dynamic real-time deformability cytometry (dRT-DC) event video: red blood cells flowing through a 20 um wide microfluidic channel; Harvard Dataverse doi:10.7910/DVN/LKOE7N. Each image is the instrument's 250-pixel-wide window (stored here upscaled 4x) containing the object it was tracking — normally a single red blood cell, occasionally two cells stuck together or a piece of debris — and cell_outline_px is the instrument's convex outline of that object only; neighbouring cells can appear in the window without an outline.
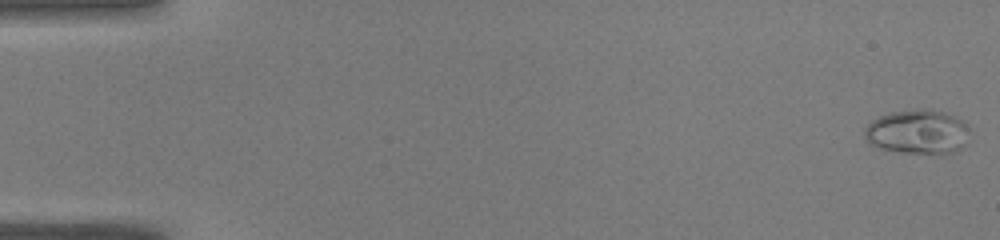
{"species": "common noctule bat (a hibernating species)", "species_latin": "Nyctalus noctula", "temperature_condition": "warm", "stored_images_in_passage": 50, "camera_frame_rate_fps": 3000, "um_per_image_px": 0.085, "animal": {"sex": "male", "body_mass_g": 19.0, "forearm_length_mm": 50.8}, "frame": {"image": 1, "passage_image": 1, "time_ms": 0.0, "image_size_px": [1000, 240], "cell_outline_px": [[972, 132], [968, 144], [956, 152], [904, 152], [880, 148], [868, 144], [864, 136], [864, 128], [872, 120], [880, 116], [892, 112], [916, 108], [932, 108], [944, 112], [960, 120]], "centroid_in_image_um": [78.02, 11.19], "position_along_channel_um": 7.0, "area_um2": 27.34}}
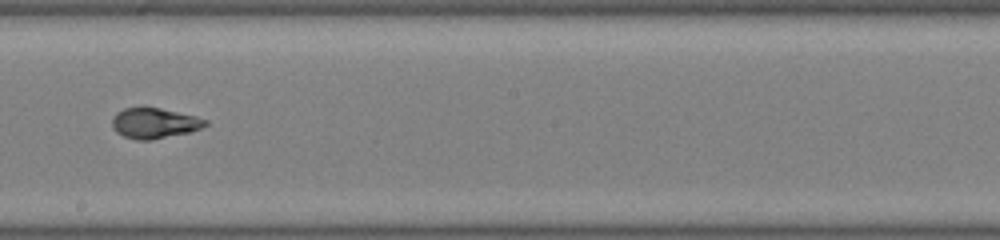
{"frame": {"image": 2, "passage_image": 29, "time_ms": 9.333, "image_size_px": [1000, 240], "cell_outline_px": [[208, 124], [200, 128], [188, 132], [152, 140], [136, 140], [124, 136], [116, 132], [112, 128], [112, 120], [116, 112], [124, 108], [144, 104], [196, 116], [208, 120]], "centroid_in_image_um": [13.08, 10.43], "position_along_channel_um": 235.1, "area_um2": 16.99}}
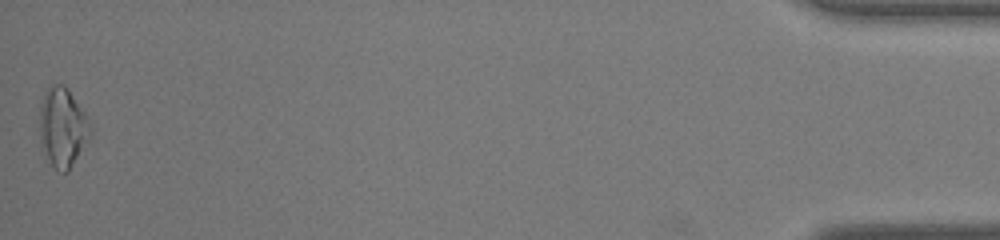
{"frame": {"image": 3, "passage_image": 50, "time_ms": 16.333, "image_size_px": [1000, 240], "cell_outline_px": [[92, 132], [88, 140], [68, 172], [60, 172], [52, 164], [40, 140], [40, 104], [44, 92], [52, 84], [64, 84], [68, 88], [84, 112], [92, 128]], "centroid_in_image_um": [5.33, 10.78], "position_along_channel_um": 429.9, "area_um2": 23.12}, "authors_computed_cell_mechanics": {"area_um2": 17.34, "velocity_mm_per_s": 4.0863, "shape_relaxation_time_tau1_ms": 8.0081, "shape_relaxation_time_tau2_ms": 0.8601, "deformation_change_tau1": 0.3006, "deformation_change_tau2": 0.0536}}